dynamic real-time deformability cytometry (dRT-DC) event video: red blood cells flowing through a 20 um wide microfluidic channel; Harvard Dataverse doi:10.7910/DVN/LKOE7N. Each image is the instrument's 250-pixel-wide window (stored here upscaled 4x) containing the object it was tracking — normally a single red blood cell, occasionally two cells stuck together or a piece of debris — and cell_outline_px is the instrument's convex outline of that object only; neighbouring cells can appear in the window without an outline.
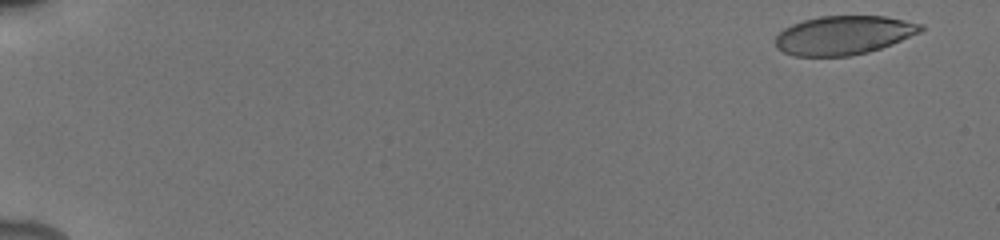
{"species": "human", "species_latin": "Homo sapiens", "temperature_condition": "cold", "stored_images_in_passage": 8, "camera_frame_rate_fps": 3000, "um_per_image_px": 0.085, "donor": {"sex": "male"}, "frame": {"image": 1, "passage_image": 1, "time_ms": 0.0, "image_size_px": [1000, 240], "cell_outline_px": [[924, 28], [920, 32], [892, 44], [868, 52], [848, 56], [796, 56], [784, 52], [776, 48], [776, 36], [784, 28], [792, 24], [804, 20], [820, 16], [884, 16], [924, 24]], "centroid_in_image_um": [71.71, 2.99], "position_along_channel_um": 13.3, "area_um2": 32.77}}
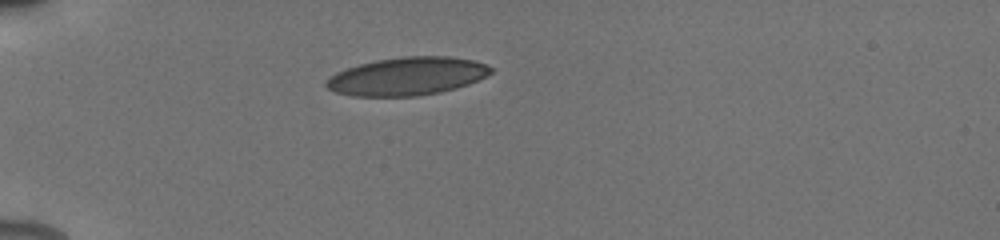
{"frame": {"image": 2, "passage_image": 5, "time_ms": 4.667, "image_size_px": [1000, 240], "cell_outline_px": [[492, 72], [468, 84], [456, 88], [440, 92], [416, 96], [352, 96], [336, 92], [328, 88], [324, 84], [328, 76], [336, 72], [360, 64], [376, 60], [404, 56], [448, 56], [476, 60], [492, 68]], "centroid_in_image_um": [34.58, 6.48], "position_along_channel_um": 50.4, "area_um2": 36.41}}